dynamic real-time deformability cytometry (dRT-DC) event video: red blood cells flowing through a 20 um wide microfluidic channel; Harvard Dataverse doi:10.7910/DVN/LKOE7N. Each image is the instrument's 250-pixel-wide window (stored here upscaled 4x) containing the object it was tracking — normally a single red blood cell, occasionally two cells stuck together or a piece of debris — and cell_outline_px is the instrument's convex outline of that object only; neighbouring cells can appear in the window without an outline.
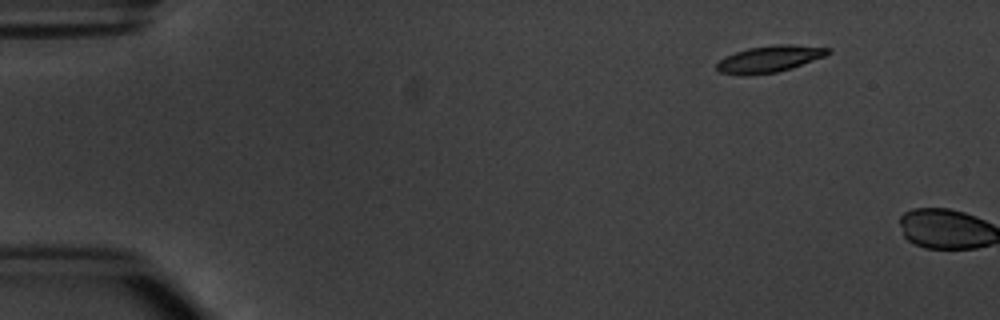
{"species": "common noctule bat (a hibernating species)", "species_latin": "Nyctalus noctula", "temperature_condition": "warm", "stored_images_in_passage": 3, "camera_frame_rate_fps": 3000, "um_per_image_px": 0.085, "animal": {"sex": "male", "body_mass_g": 20.1, "forearm_length_mm": 53.5}, "frame": {"image": 1, "passage_image": 2, "time_ms": 1.333, "image_size_px": [1000, 320], "cell_outline_px": [[832, 52], [824, 56], [792, 68], [776, 72], [744, 76], [720, 72], [716, 68], [716, 64], [724, 56], [748, 48], [776, 44], [792, 44], [832, 48]], "centroid_in_image_um": [65.41, 5.01], "position_along_channel_um": 19.6, "area_um2": 17.34}}